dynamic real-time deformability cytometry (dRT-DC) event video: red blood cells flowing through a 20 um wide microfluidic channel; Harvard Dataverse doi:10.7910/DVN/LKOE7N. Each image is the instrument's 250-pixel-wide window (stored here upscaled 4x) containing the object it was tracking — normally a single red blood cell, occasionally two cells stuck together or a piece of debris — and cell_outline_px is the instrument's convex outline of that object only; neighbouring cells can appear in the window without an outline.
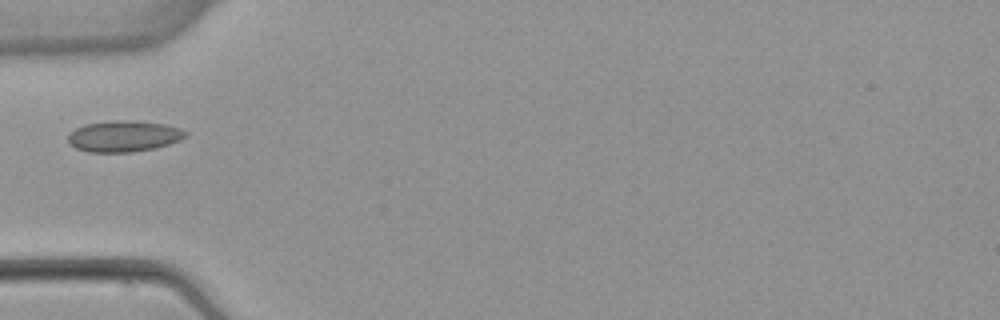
{"species": "common noctule bat (a hibernating species)", "species_latin": "Nyctalus noctula", "temperature_condition": "warm", "stored_images_in_passage": 4, "camera_frame_rate_fps": 3000, "um_per_image_px": 0.085, "animal": {"sex": "female", "body_mass_g": 22.7, "forearm_length_mm": 54.2}, "frame": {"image": 1, "passage_image": 4, "time_ms": 4.667, "image_size_px": [1000, 320], "cell_outline_px": [[188, 136], [180, 140], [156, 148], [132, 152], [88, 152], [76, 148], [68, 140], [68, 136], [76, 128], [84, 124], [112, 120], [128, 120], [164, 124], [180, 128], [188, 132]], "centroid_in_image_um": [10.55, 11.57], "position_along_channel_um": 74.4, "area_um2": 21.33}}